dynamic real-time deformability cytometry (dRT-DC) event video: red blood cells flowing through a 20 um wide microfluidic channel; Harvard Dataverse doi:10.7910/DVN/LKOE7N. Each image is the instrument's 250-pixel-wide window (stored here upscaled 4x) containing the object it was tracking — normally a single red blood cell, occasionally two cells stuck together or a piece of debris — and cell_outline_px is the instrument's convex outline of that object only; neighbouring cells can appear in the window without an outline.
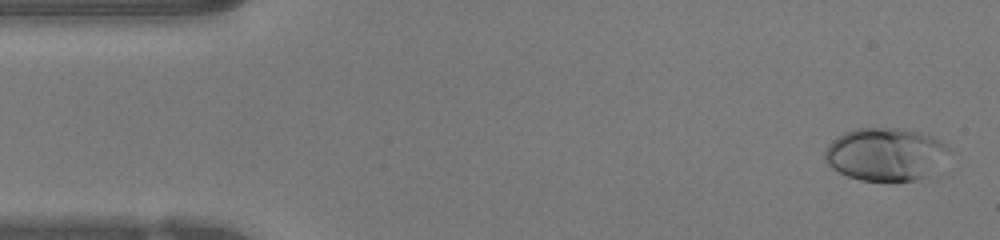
{"species": "human", "species_latin": "Homo sapiens", "temperature_condition": "warm", "stored_images_in_passage": 47, "camera_frame_rate_fps": 3000, "um_per_image_px": 0.085, "donor": {"sex": "female"}, "frame": {"image": 1, "passage_image": 2, "time_ms": 0.333, "image_size_px": [1000, 240], "cell_outline_px": [[952, 148], [928, 176], [916, 180], [860, 180], [848, 176], [832, 168], [828, 164], [824, 156], [824, 152], [828, 144], [836, 136], [844, 132], [856, 128], [904, 128], [924, 132], [936, 136]], "centroid_in_image_um": [75.28, 13.07], "position_along_channel_um": 9.7, "area_um2": 38.49}}
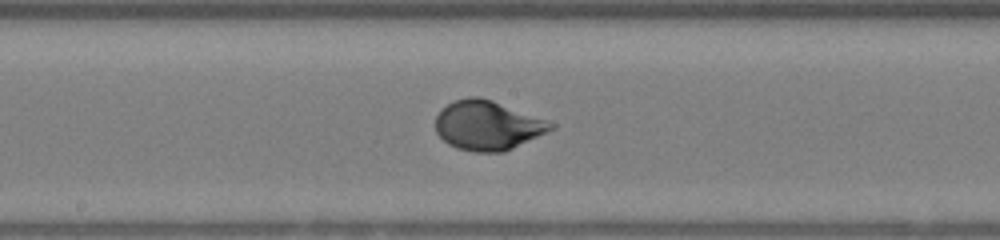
{"frame": {"image": 2, "passage_image": 24, "time_ms": 7.667, "image_size_px": [1000, 240], "cell_outline_px": [[556, 128], [504, 152], [476, 152], [456, 148], [448, 144], [436, 132], [436, 116], [448, 104], [456, 100], [468, 96], [480, 96], [492, 100], [556, 124]], "centroid_in_image_um": [41.44, 10.66], "position_along_channel_um": 206.8, "area_um2": 32.89}}
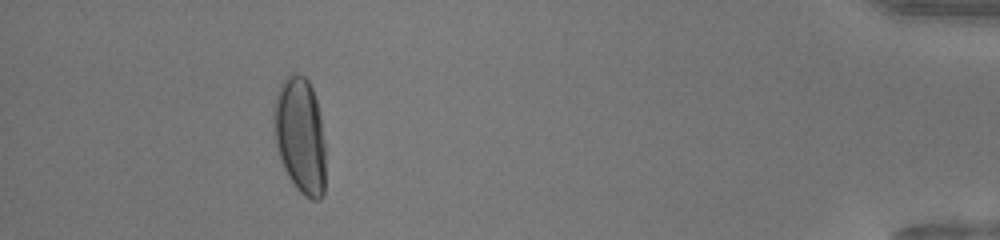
{"frame": {"image": 3, "passage_image": 43, "time_ms": 14.0, "image_size_px": [1000, 240], "cell_outline_px": [[324, 196], [320, 200], [312, 200], [304, 196], [296, 188], [288, 176], [284, 168], [276, 144], [276, 92], [280, 84], [292, 72], [296, 72], [304, 76], [308, 80], [312, 88], [316, 100], [320, 116], [324, 140]], "centroid_in_image_um": [25.55, 11.54], "position_along_channel_um": 409.6, "area_um2": 34.45}, "authors_computed_cell_mechanics": {"area_um2": 33.3506, "velocity_mm_per_s": 4.2573, "shape_relaxation_time_tau1_ms": 3.4663, "shape_relaxation_time_tau2_ms": null, "deformation_change_tau1": 0.2148, "deformation_change_tau2": null}}